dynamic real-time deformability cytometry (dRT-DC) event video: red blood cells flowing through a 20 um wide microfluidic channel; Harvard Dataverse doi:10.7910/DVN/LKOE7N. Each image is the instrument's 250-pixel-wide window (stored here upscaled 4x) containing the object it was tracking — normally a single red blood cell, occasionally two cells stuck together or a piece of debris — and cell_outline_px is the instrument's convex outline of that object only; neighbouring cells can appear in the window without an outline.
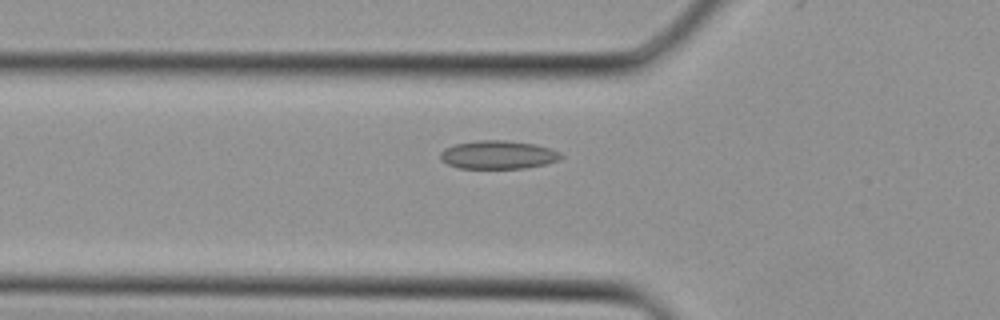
{"species": "Egyptian fruit bat (a non-hibernating species)", "species_latin": "Rousettus aegyptiacus", "temperature_condition": "cold", "stored_images_in_passage": 2, "camera_frame_rate_fps": 3000, "um_per_image_px": 0.085, "animal": {"sex": "female"}, "frame": {"image": 1, "passage_image": 2, "time_ms": 0.333, "image_size_px": [1000, 320], "cell_outline_px": [[564, 156], [560, 160], [548, 164], [524, 168], [456, 168], [440, 160], [440, 152], [444, 148], [456, 144], [476, 140], [504, 140], [536, 144], [560, 152]], "centroid_in_image_um": [42.34, 13.16], "position_along_channel_um": 83.5, "area_um2": 20.11}}